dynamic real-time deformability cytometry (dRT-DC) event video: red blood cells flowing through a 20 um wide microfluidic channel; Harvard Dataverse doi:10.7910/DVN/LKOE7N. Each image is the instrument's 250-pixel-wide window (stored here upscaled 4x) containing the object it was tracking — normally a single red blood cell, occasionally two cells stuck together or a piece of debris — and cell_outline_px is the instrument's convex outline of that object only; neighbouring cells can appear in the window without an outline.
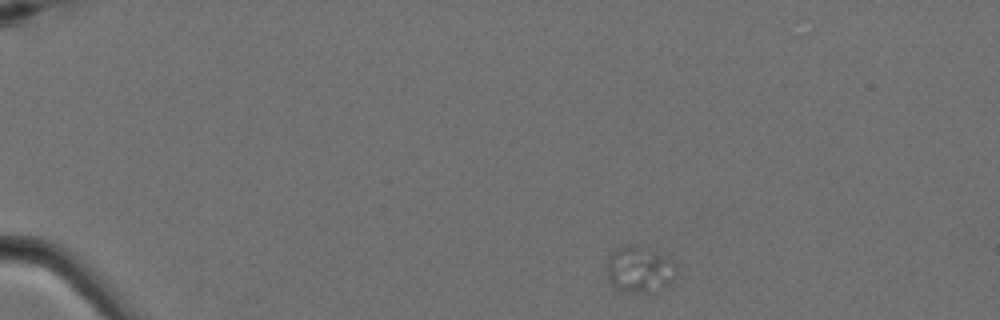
{"species": "Egyptian fruit bat (a non-hibernating species)", "species_latin": "Rousettus aegyptiacus", "temperature_condition": "cold", "stored_images_in_passage": 6, "camera_frame_rate_fps": 3000, "um_per_image_px": 0.085, "animal": {"sex": "female"}, "frame": {"image": 1, "passage_image": 1, "time_ms": 0.0, "image_size_px": [1000, 320], "cell_outline_px": [[676, 276], [668, 284], [656, 292], [624, 292], [616, 288], [612, 284], [608, 276], [608, 256], [620, 244], [640, 244], [660, 256], [676, 268]], "centroid_in_image_um": [54.29, 22.9], "position_along_channel_um": 30.7, "area_um2": 18.44}}
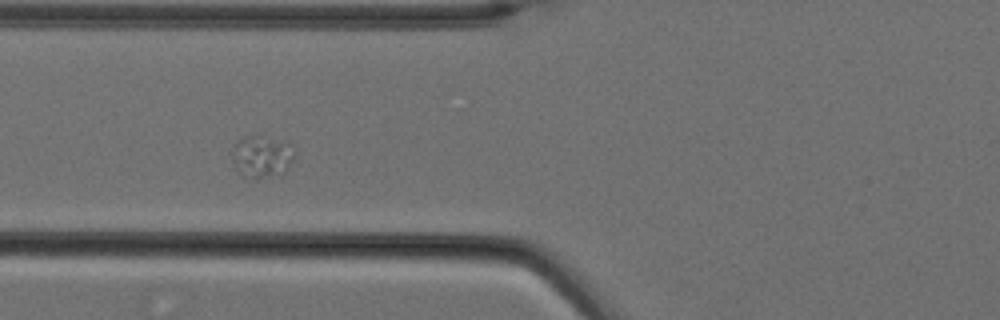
{"frame": {"image": 2, "passage_image": 5, "time_ms": 1.333, "image_size_px": [1000, 320], "cell_outline_px": [[296, 152], [288, 168], [284, 172], [252, 180], [248, 180], [232, 164], [232, 148], [236, 140], [244, 136], [256, 136], [288, 144]], "centroid_in_image_um": [22.18, 13.34], "position_along_channel_um": 103.6, "area_um2": 15.09}}
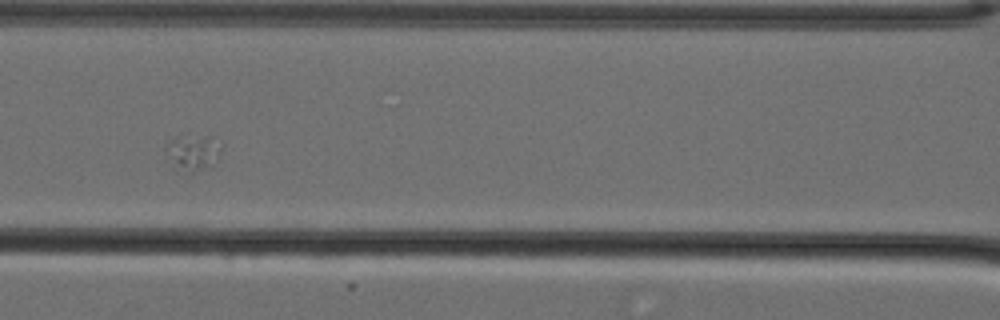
{"frame": {"image": 3, "passage_image": 6, "time_ms": 1.667, "image_size_px": [1000, 320], "cell_outline_px": [[224, 144], [212, 168], [188, 176], [164, 148], [164, 144], [168, 140], [176, 136], [216, 136]], "centroid_in_image_um": [16.52, 12.95], "position_along_channel_um": 150.1, "area_um2": 11.96}}